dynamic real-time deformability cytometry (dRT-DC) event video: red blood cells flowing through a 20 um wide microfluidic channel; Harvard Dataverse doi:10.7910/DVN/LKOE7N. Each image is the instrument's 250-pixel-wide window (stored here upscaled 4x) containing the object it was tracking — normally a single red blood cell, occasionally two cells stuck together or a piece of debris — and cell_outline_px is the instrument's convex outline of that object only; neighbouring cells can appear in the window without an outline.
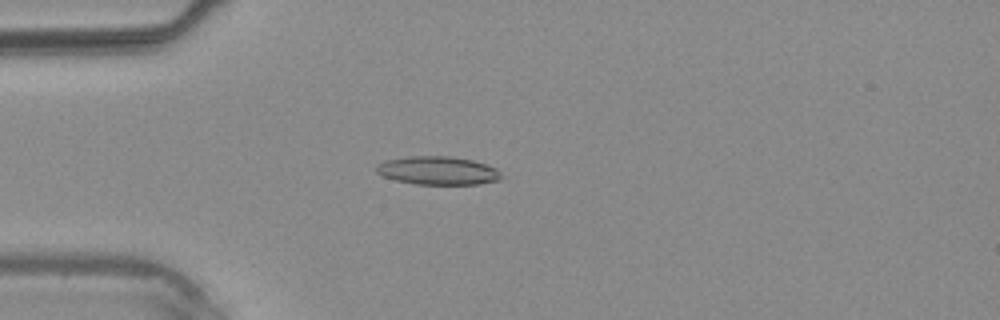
{"species": "common noctule bat (a hibernating species)", "species_latin": "Nyctalus noctula", "temperature_condition": "warm", "stored_images_in_passage": 1, "camera_frame_rate_fps": 3000, "um_per_image_px": 0.085, "animal": {"sex": "male", "body_mass_g": 20.4}, "frame": {"image": 1, "passage_image": 1, "time_ms": 0.0, "image_size_px": [1000, 320], "cell_outline_px": [[500, 180], [480, 184], [416, 184], [396, 180], [384, 176], [376, 172], [376, 164], [384, 160], [408, 156], [448, 156], [472, 160], [496, 168], [500, 172]], "centroid_in_image_um": [37.19, 14.49], "position_along_channel_um": 47.8, "area_um2": 20.58}}